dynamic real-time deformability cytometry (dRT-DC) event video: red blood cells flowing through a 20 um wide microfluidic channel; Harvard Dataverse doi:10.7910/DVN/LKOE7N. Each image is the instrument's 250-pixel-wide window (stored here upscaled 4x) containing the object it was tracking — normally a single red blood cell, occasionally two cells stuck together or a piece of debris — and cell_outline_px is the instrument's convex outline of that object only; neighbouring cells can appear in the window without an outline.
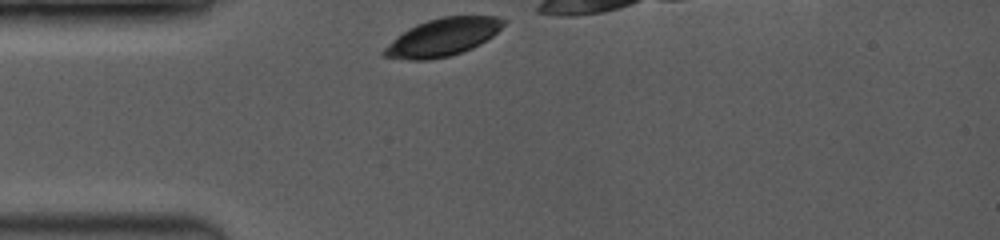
{"species": "common noctule bat (a hibernating species)", "species_latin": "Nyctalus noctula", "temperature_condition": "room temperature", "stored_images_in_passage": 11, "camera_frame_rate_fps": 3500, "um_per_image_px": 0.085, "animal": {"sex": "female", "body_mass_g": 19.0, "forearm_length_mm": 53.3}, "frame": {"image": 1, "passage_image": 1, "time_ms": 0.0, "image_size_px": [1000, 240], "cell_outline_px": [[508, 20], [492, 36], [480, 44], [472, 48], [448, 56], [424, 60], [412, 60], [384, 56], [380, 52], [396, 36], [408, 28], [416, 24], [440, 16], [496, 16]], "centroid_in_image_um": [37.62, 3.14], "position_along_channel_um": 47.4, "area_um2": 26.07}}
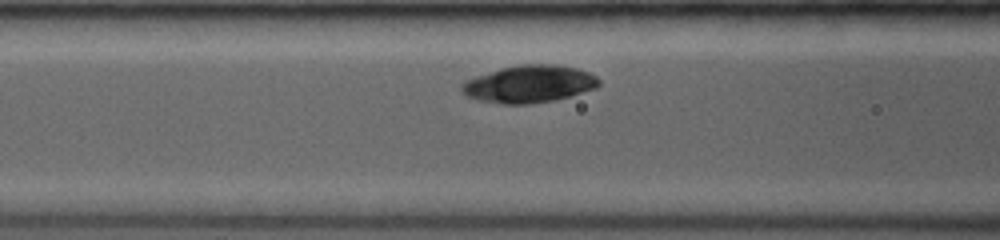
{"frame": {"image": 2, "passage_image": 5, "time_ms": 2.286, "image_size_px": [1000, 240], "cell_outline_px": [[600, 84], [596, 88], [556, 100], [528, 104], [504, 104], [476, 100], [460, 92], [460, 84], [464, 80], [500, 68], [520, 64], [552, 64], [576, 68], [588, 72], [596, 76], [600, 80]], "centroid_in_image_um": [44.94, 7.14], "position_along_channel_um": 121.7, "area_um2": 30.06}}
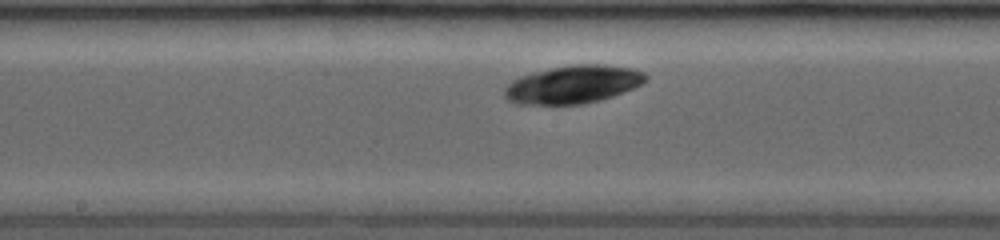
{"frame": {"image": 3, "passage_image": 10, "time_ms": 4.286, "image_size_px": [1000, 240], "cell_outline_px": [[648, 80], [632, 88], [612, 96], [600, 100], [584, 104], [516, 104], [508, 100], [504, 96], [504, 88], [512, 80], [520, 76], [532, 72], [572, 64], [604, 64], [632, 68], [644, 72], [648, 76]], "centroid_in_image_um": [48.7, 7.17], "position_along_channel_um": 199.5, "area_um2": 31.33}}